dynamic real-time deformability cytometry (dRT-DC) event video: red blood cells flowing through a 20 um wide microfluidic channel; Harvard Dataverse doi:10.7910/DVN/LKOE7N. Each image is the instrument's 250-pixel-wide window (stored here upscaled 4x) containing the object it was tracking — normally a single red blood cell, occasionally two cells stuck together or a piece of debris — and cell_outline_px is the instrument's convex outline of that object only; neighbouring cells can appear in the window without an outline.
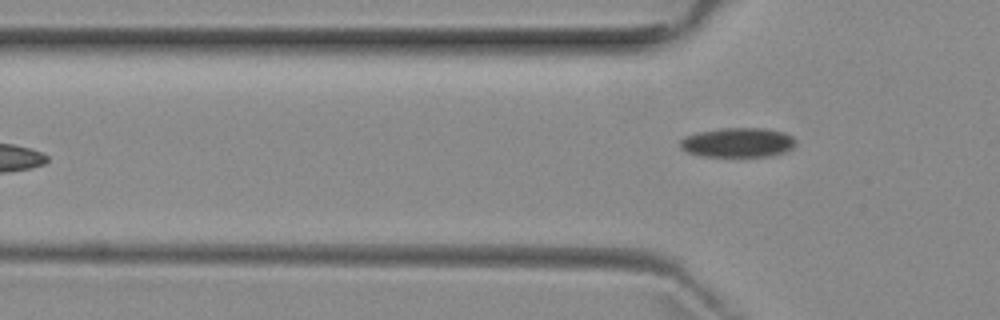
{"species": "common noctule bat (a hibernating species)", "species_latin": "Nyctalus noctula", "temperature_condition": "room temperature", "stored_images_in_passage": 6, "camera_frame_rate_fps": 3000, "um_per_image_px": 0.085, "animal": {"sex": "female", "body_mass_g": 29.2, "forearm_length_mm": 56.3}, "frame": {"image": 1, "passage_image": 6, "time_ms": 6.333, "image_size_px": [1000, 320], "cell_outline_px": [[796, 144], [792, 148], [784, 152], [768, 156], [700, 156], [688, 152], [680, 148], [680, 140], [684, 136], [696, 132], [720, 128], [764, 128], [784, 132], [792, 136], [796, 140]], "centroid_in_image_um": [62.7, 12.1], "position_along_channel_um": 63.1, "area_um2": 20.0}}